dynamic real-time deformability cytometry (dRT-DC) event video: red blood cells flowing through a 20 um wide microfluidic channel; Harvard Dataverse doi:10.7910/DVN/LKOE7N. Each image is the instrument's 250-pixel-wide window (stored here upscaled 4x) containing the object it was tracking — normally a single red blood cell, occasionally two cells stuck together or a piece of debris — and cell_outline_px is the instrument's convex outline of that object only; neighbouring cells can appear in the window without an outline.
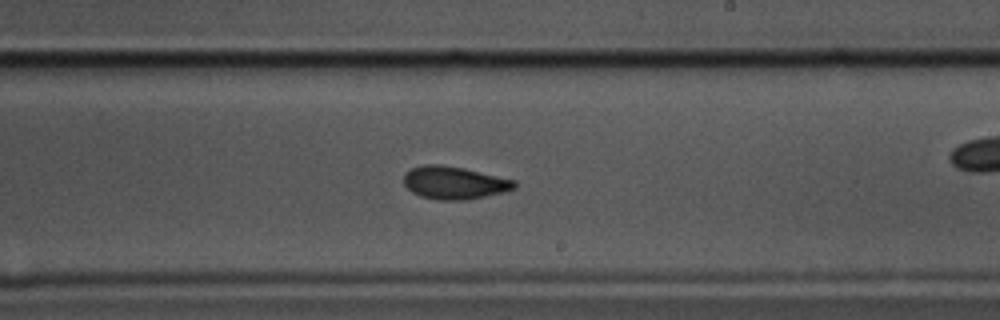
{"species": "common noctule bat (a hibernating species)", "species_latin": "Nyctalus noctula", "temperature_condition": "cold", "stored_images_in_passage": 62, "camera_frame_rate_fps": 3000, "um_per_image_px": 0.085, "animal": {"sex": "male", "body_mass_g": 17.5, "forearm_length_mm": 52.3}, "frame": {"image": 1, "passage_image": 36, "time_ms": 11.667, "image_size_px": [1000, 320], "cell_outline_px": [[516, 188], [484, 196], [464, 200], [440, 200], [420, 196], [412, 192], [404, 184], [404, 172], [412, 168], [424, 164], [440, 164], [464, 168], [516, 180]], "centroid_in_image_um": [38.58, 15.52], "position_along_channel_um": 250.4, "area_um2": 21.04}, "authors_computed_cell_mechanics": {"area_um2": 21.1837, "velocity_mm_per_s": 3.3131, "shape_relaxation_time_tau1_ms": 4.154, "shape_relaxation_time_tau2_ms": 3.0674, "deformation_change_tau1": 0.1286, "deformation_change_tau2": 0.0679}}